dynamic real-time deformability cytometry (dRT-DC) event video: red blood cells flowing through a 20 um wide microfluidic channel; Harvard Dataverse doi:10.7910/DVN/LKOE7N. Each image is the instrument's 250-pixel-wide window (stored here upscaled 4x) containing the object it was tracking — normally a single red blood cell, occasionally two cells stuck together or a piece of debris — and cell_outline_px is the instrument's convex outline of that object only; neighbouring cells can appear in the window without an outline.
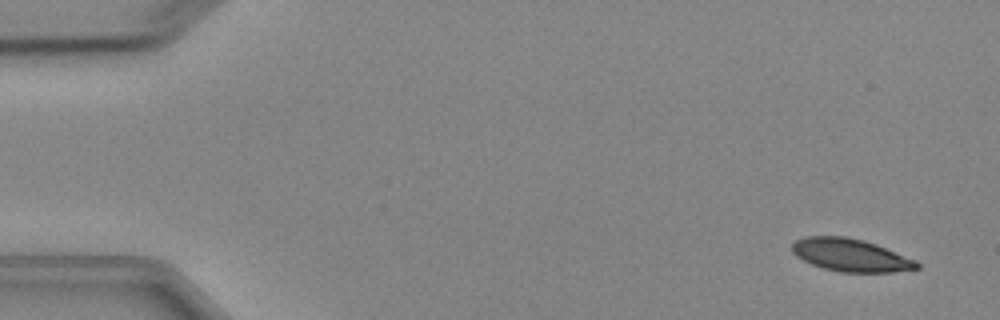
{"species": "Egyptian fruit bat (a non-hibernating species)", "species_latin": "Rousettus aegyptiacus", "temperature_condition": "cold", "stored_images_in_passage": 5, "camera_frame_rate_fps": 3000, "um_per_image_px": 0.085, "animal": {"sex": "female"}, "frame": {"image": 1, "passage_image": 1, "time_ms": 0.0, "image_size_px": [1000, 320], "cell_outline_px": [[920, 268], [892, 272], [840, 272], [824, 268], [812, 264], [796, 256], [792, 252], [792, 244], [796, 240], [804, 236], [844, 236], [864, 240], [876, 244], [916, 260], [920, 264]], "centroid_in_image_um": [72.3, 21.68], "position_along_channel_um": 12.7, "area_um2": 23.76}}
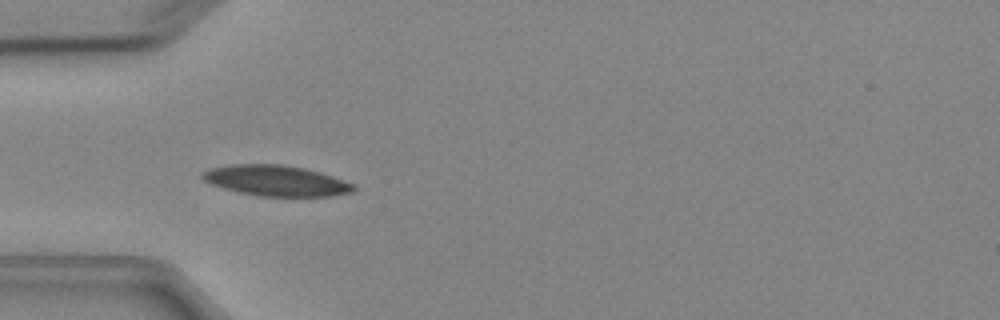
{"frame": {"image": 2, "passage_image": 4, "time_ms": 4.333, "image_size_px": [1000, 320], "cell_outline_px": [[356, 188], [352, 192], [332, 196], [260, 196], [240, 192], [224, 188], [212, 184], [204, 180], [200, 176], [200, 172], [208, 168], [228, 164], [280, 164], [304, 168], [320, 172], [356, 184]], "centroid_in_image_um": [23.45, 15.34], "position_along_channel_um": 61.5, "area_um2": 27.11}}